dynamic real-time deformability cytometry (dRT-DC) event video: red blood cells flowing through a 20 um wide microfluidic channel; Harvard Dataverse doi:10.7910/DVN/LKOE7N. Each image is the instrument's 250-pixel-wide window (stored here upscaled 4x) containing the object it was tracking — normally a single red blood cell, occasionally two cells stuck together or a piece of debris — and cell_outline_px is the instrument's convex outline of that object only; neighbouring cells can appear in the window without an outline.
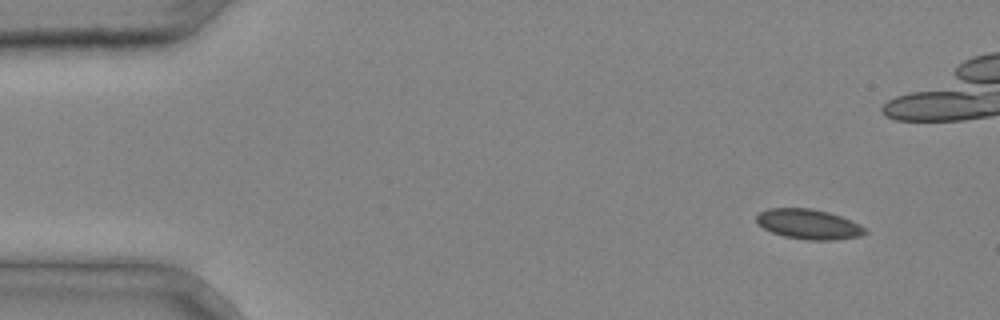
{"species": "common noctule bat (a hibernating species)", "species_latin": "Nyctalus noctula", "temperature_condition": "cold", "stored_images_in_passage": 4, "camera_frame_rate_fps": 3000, "um_per_image_px": 0.085, "animal": {"sex": "male", "body_mass_g": 20.4}, "frame": {"image": 1, "passage_image": 1, "time_ms": 0.0, "image_size_px": [1000, 320], "cell_outline_px": [[868, 232], [860, 236], [832, 240], [804, 240], [784, 236], [772, 232], [764, 228], [756, 220], [756, 216], [760, 212], [768, 208], [812, 208], [828, 212], [840, 216], [860, 224], [868, 228]], "centroid_in_image_um": [68.77, 19.05], "position_along_channel_um": 16.2, "area_um2": 19.02}}